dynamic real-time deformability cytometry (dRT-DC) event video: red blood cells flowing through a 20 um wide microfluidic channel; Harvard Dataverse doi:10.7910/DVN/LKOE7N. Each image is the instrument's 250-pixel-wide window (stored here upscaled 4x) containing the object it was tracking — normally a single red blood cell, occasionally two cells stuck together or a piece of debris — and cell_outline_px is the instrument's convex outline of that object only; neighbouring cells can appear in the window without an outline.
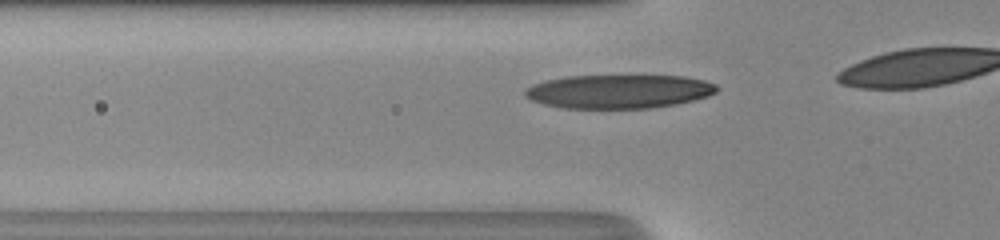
{"species": "human", "species_latin": "Homo sapiens", "temperature_condition": "room temperature", "stored_images_in_passage": 7, "camera_frame_rate_fps": 3000, "um_per_image_px": 0.085, "donor": {"sex": "male"}, "frame": {"image": 1, "passage_image": 2, "time_ms": 0.333, "image_size_px": [1000, 240], "cell_outline_px": [[720, 88], [716, 92], [708, 96], [676, 104], [652, 108], [564, 108], [544, 104], [532, 100], [524, 96], [524, 88], [532, 84], [544, 80], [564, 76], [684, 76], [704, 80], [716, 84]], "centroid_in_image_um": [52.58, 7.77], "position_along_channel_um": 73.2, "area_um2": 37.92}}
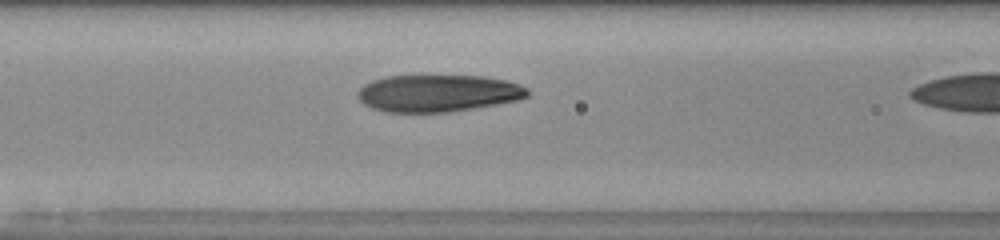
{"frame": {"image": 2, "passage_image": 6, "time_ms": 1.667, "image_size_px": [1000, 240], "cell_outline_px": [[528, 96], [516, 100], [496, 104], [448, 112], [384, 112], [372, 108], [364, 104], [356, 96], [356, 92], [364, 84], [372, 80], [384, 76], [484, 76], [504, 80], [520, 84], [528, 88]], "centroid_in_image_um": [37.18, 7.92], "position_along_channel_um": 129.4, "area_um2": 36.7}}